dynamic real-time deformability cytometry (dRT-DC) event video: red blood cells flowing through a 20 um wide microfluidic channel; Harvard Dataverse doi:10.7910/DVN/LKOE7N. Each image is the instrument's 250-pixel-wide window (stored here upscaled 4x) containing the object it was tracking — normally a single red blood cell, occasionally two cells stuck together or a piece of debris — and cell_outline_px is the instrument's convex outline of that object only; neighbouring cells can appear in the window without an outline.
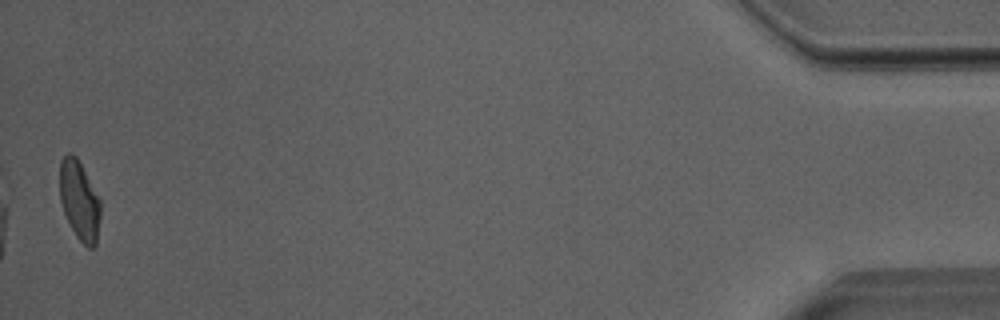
{"species": "Egyptian fruit bat (a non-hibernating species)", "species_latin": "Rousettus aegyptiacus", "temperature_condition": "room temperature", "stored_images_in_passage": 37, "camera_frame_rate_fps": 3000, "um_per_image_px": 0.085, "animal": {"sex": "male"}, "frame": {"image": 1, "passage_image": 37, "time_ms": 12.0, "image_size_px": [1000, 320], "cell_outline_px": [[100, 216], [96, 244], [92, 248], [88, 248], [76, 236], [64, 212], [60, 200], [60, 160], [68, 152], [72, 152], [76, 156], [100, 200]], "centroid_in_image_um": [6.74, 17.03], "position_along_channel_um": 428.5, "area_um2": 18.55}, "authors_computed_cell_mechanics": {"area_um2": 19.5942, "velocity_mm_per_s": 3.9955, "shape_relaxation_time_tau1_ms": null, "shape_relaxation_time_tau2_ms": 2.073, "deformation_change_tau1": null, "deformation_change_tau2": 0.0885}}